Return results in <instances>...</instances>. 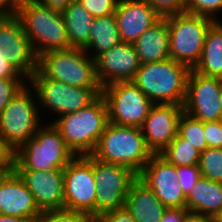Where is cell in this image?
<instances>
[{"instance_id": "cell-1", "label": "cell", "mask_w": 222, "mask_h": 222, "mask_svg": "<svg viewBox=\"0 0 222 222\" xmlns=\"http://www.w3.org/2000/svg\"><path fill=\"white\" fill-rule=\"evenodd\" d=\"M50 120L75 156H87L94 152L108 124V108L100 95L89 106Z\"/></svg>"}, {"instance_id": "cell-2", "label": "cell", "mask_w": 222, "mask_h": 222, "mask_svg": "<svg viewBox=\"0 0 222 222\" xmlns=\"http://www.w3.org/2000/svg\"><path fill=\"white\" fill-rule=\"evenodd\" d=\"M91 155L100 161L127 167L138 176L153 152L139 127L108 122Z\"/></svg>"}, {"instance_id": "cell-3", "label": "cell", "mask_w": 222, "mask_h": 222, "mask_svg": "<svg viewBox=\"0 0 222 222\" xmlns=\"http://www.w3.org/2000/svg\"><path fill=\"white\" fill-rule=\"evenodd\" d=\"M75 157L59 130L52 123H43L33 138L13 152V170L64 169Z\"/></svg>"}, {"instance_id": "cell-4", "label": "cell", "mask_w": 222, "mask_h": 222, "mask_svg": "<svg viewBox=\"0 0 222 222\" xmlns=\"http://www.w3.org/2000/svg\"><path fill=\"white\" fill-rule=\"evenodd\" d=\"M190 69L171 58L141 64L133 82L154 104L184 105Z\"/></svg>"}, {"instance_id": "cell-5", "label": "cell", "mask_w": 222, "mask_h": 222, "mask_svg": "<svg viewBox=\"0 0 222 222\" xmlns=\"http://www.w3.org/2000/svg\"><path fill=\"white\" fill-rule=\"evenodd\" d=\"M16 17L38 57L48 51L71 48L61 13L38 0H20Z\"/></svg>"}, {"instance_id": "cell-6", "label": "cell", "mask_w": 222, "mask_h": 222, "mask_svg": "<svg viewBox=\"0 0 222 222\" xmlns=\"http://www.w3.org/2000/svg\"><path fill=\"white\" fill-rule=\"evenodd\" d=\"M28 85L34 90L39 111L50 112L53 117L76 112L93 103L102 93V88H84L70 86L45 77L38 69L28 79ZM43 111V112H42ZM52 111V112H51ZM55 114V115H54Z\"/></svg>"}, {"instance_id": "cell-7", "label": "cell", "mask_w": 222, "mask_h": 222, "mask_svg": "<svg viewBox=\"0 0 222 222\" xmlns=\"http://www.w3.org/2000/svg\"><path fill=\"white\" fill-rule=\"evenodd\" d=\"M38 70L47 78L84 88H102L96 76L95 59L84 49L52 50L38 57Z\"/></svg>"}, {"instance_id": "cell-8", "label": "cell", "mask_w": 222, "mask_h": 222, "mask_svg": "<svg viewBox=\"0 0 222 222\" xmlns=\"http://www.w3.org/2000/svg\"><path fill=\"white\" fill-rule=\"evenodd\" d=\"M167 22L170 58L194 69L200 61L206 33L215 21L202 15L183 12L168 16Z\"/></svg>"}, {"instance_id": "cell-9", "label": "cell", "mask_w": 222, "mask_h": 222, "mask_svg": "<svg viewBox=\"0 0 222 222\" xmlns=\"http://www.w3.org/2000/svg\"><path fill=\"white\" fill-rule=\"evenodd\" d=\"M42 123L35 92L27 85L0 113V136L14 152L33 138Z\"/></svg>"}, {"instance_id": "cell-10", "label": "cell", "mask_w": 222, "mask_h": 222, "mask_svg": "<svg viewBox=\"0 0 222 222\" xmlns=\"http://www.w3.org/2000/svg\"><path fill=\"white\" fill-rule=\"evenodd\" d=\"M101 95L107 104L108 122L115 125L140 128L154 105L131 81L105 85Z\"/></svg>"}, {"instance_id": "cell-11", "label": "cell", "mask_w": 222, "mask_h": 222, "mask_svg": "<svg viewBox=\"0 0 222 222\" xmlns=\"http://www.w3.org/2000/svg\"><path fill=\"white\" fill-rule=\"evenodd\" d=\"M94 179L97 186L95 218L107 211L124 207L131 184L138 176L129 168L100 161L92 156Z\"/></svg>"}, {"instance_id": "cell-12", "label": "cell", "mask_w": 222, "mask_h": 222, "mask_svg": "<svg viewBox=\"0 0 222 222\" xmlns=\"http://www.w3.org/2000/svg\"><path fill=\"white\" fill-rule=\"evenodd\" d=\"M64 208L90 214L95 219L97 186L92 155L76 156L64 168Z\"/></svg>"}, {"instance_id": "cell-13", "label": "cell", "mask_w": 222, "mask_h": 222, "mask_svg": "<svg viewBox=\"0 0 222 222\" xmlns=\"http://www.w3.org/2000/svg\"><path fill=\"white\" fill-rule=\"evenodd\" d=\"M221 89V78L204 76L190 69L184 111L203 122L222 120Z\"/></svg>"}, {"instance_id": "cell-14", "label": "cell", "mask_w": 222, "mask_h": 222, "mask_svg": "<svg viewBox=\"0 0 222 222\" xmlns=\"http://www.w3.org/2000/svg\"><path fill=\"white\" fill-rule=\"evenodd\" d=\"M138 179L142 181L167 208H186L184 195L177 177V167L160 154H153Z\"/></svg>"}, {"instance_id": "cell-15", "label": "cell", "mask_w": 222, "mask_h": 222, "mask_svg": "<svg viewBox=\"0 0 222 222\" xmlns=\"http://www.w3.org/2000/svg\"><path fill=\"white\" fill-rule=\"evenodd\" d=\"M0 49H3L6 61L25 78L29 79L37 71L38 56L16 16L7 17L0 23Z\"/></svg>"}, {"instance_id": "cell-16", "label": "cell", "mask_w": 222, "mask_h": 222, "mask_svg": "<svg viewBox=\"0 0 222 222\" xmlns=\"http://www.w3.org/2000/svg\"><path fill=\"white\" fill-rule=\"evenodd\" d=\"M140 65L133 43L122 41L95 58L96 76L102 87L132 81Z\"/></svg>"}, {"instance_id": "cell-17", "label": "cell", "mask_w": 222, "mask_h": 222, "mask_svg": "<svg viewBox=\"0 0 222 222\" xmlns=\"http://www.w3.org/2000/svg\"><path fill=\"white\" fill-rule=\"evenodd\" d=\"M182 105L154 104L140 127L145 142L153 154H160L178 134Z\"/></svg>"}, {"instance_id": "cell-18", "label": "cell", "mask_w": 222, "mask_h": 222, "mask_svg": "<svg viewBox=\"0 0 222 222\" xmlns=\"http://www.w3.org/2000/svg\"><path fill=\"white\" fill-rule=\"evenodd\" d=\"M14 171L32 193L41 212L64 208V169Z\"/></svg>"}, {"instance_id": "cell-19", "label": "cell", "mask_w": 222, "mask_h": 222, "mask_svg": "<svg viewBox=\"0 0 222 222\" xmlns=\"http://www.w3.org/2000/svg\"><path fill=\"white\" fill-rule=\"evenodd\" d=\"M122 42L134 43L162 17L144 0H119L114 13Z\"/></svg>"}, {"instance_id": "cell-20", "label": "cell", "mask_w": 222, "mask_h": 222, "mask_svg": "<svg viewBox=\"0 0 222 222\" xmlns=\"http://www.w3.org/2000/svg\"><path fill=\"white\" fill-rule=\"evenodd\" d=\"M40 213L32 193L12 170L0 184V214L34 221Z\"/></svg>"}, {"instance_id": "cell-21", "label": "cell", "mask_w": 222, "mask_h": 222, "mask_svg": "<svg viewBox=\"0 0 222 222\" xmlns=\"http://www.w3.org/2000/svg\"><path fill=\"white\" fill-rule=\"evenodd\" d=\"M124 208L135 222H160L167 207L138 178L131 184Z\"/></svg>"}, {"instance_id": "cell-22", "label": "cell", "mask_w": 222, "mask_h": 222, "mask_svg": "<svg viewBox=\"0 0 222 222\" xmlns=\"http://www.w3.org/2000/svg\"><path fill=\"white\" fill-rule=\"evenodd\" d=\"M141 64L169 59V29L167 17L161 18L144 31L133 43Z\"/></svg>"}, {"instance_id": "cell-23", "label": "cell", "mask_w": 222, "mask_h": 222, "mask_svg": "<svg viewBox=\"0 0 222 222\" xmlns=\"http://www.w3.org/2000/svg\"><path fill=\"white\" fill-rule=\"evenodd\" d=\"M186 209L214 217L222 209V183L201 176L186 196Z\"/></svg>"}, {"instance_id": "cell-24", "label": "cell", "mask_w": 222, "mask_h": 222, "mask_svg": "<svg viewBox=\"0 0 222 222\" xmlns=\"http://www.w3.org/2000/svg\"><path fill=\"white\" fill-rule=\"evenodd\" d=\"M193 70L222 79V20L215 21L208 29L200 61Z\"/></svg>"}, {"instance_id": "cell-25", "label": "cell", "mask_w": 222, "mask_h": 222, "mask_svg": "<svg viewBox=\"0 0 222 222\" xmlns=\"http://www.w3.org/2000/svg\"><path fill=\"white\" fill-rule=\"evenodd\" d=\"M61 15L66 26L70 46L84 49L89 43L94 17L77 0H74Z\"/></svg>"}, {"instance_id": "cell-26", "label": "cell", "mask_w": 222, "mask_h": 222, "mask_svg": "<svg viewBox=\"0 0 222 222\" xmlns=\"http://www.w3.org/2000/svg\"><path fill=\"white\" fill-rule=\"evenodd\" d=\"M121 42L114 14L96 17L92 22L89 43L84 48L86 53L95 59L99 54Z\"/></svg>"}, {"instance_id": "cell-27", "label": "cell", "mask_w": 222, "mask_h": 222, "mask_svg": "<svg viewBox=\"0 0 222 222\" xmlns=\"http://www.w3.org/2000/svg\"><path fill=\"white\" fill-rule=\"evenodd\" d=\"M200 151L188 143L179 134L175 139L160 153L169 163L180 166L198 165Z\"/></svg>"}, {"instance_id": "cell-28", "label": "cell", "mask_w": 222, "mask_h": 222, "mask_svg": "<svg viewBox=\"0 0 222 222\" xmlns=\"http://www.w3.org/2000/svg\"><path fill=\"white\" fill-rule=\"evenodd\" d=\"M178 134L200 152L208 147L203 121L187 114L185 111L182 112L179 119Z\"/></svg>"}, {"instance_id": "cell-29", "label": "cell", "mask_w": 222, "mask_h": 222, "mask_svg": "<svg viewBox=\"0 0 222 222\" xmlns=\"http://www.w3.org/2000/svg\"><path fill=\"white\" fill-rule=\"evenodd\" d=\"M198 166L202 177L222 183V148L207 147L200 153Z\"/></svg>"}, {"instance_id": "cell-30", "label": "cell", "mask_w": 222, "mask_h": 222, "mask_svg": "<svg viewBox=\"0 0 222 222\" xmlns=\"http://www.w3.org/2000/svg\"><path fill=\"white\" fill-rule=\"evenodd\" d=\"M33 222H95L90 215L69 209L42 211Z\"/></svg>"}, {"instance_id": "cell-31", "label": "cell", "mask_w": 222, "mask_h": 222, "mask_svg": "<svg viewBox=\"0 0 222 222\" xmlns=\"http://www.w3.org/2000/svg\"><path fill=\"white\" fill-rule=\"evenodd\" d=\"M186 12L220 21L217 15L222 13V0H187Z\"/></svg>"}, {"instance_id": "cell-32", "label": "cell", "mask_w": 222, "mask_h": 222, "mask_svg": "<svg viewBox=\"0 0 222 222\" xmlns=\"http://www.w3.org/2000/svg\"><path fill=\"white\" fill-rule=\"evenodd\" d=\"M28 85V79L0 78V113Z\"/></svg>"}, {"instance_id": "cell-33", "label": "cell", "mask_w": 222, "mask_h": 222, "mask_svg": "<svg viewBox=\"0 0 222 222\" xmlns=\"http://www.w3.org/2000/svg\"><path fill=\"white\" fill-rule=\"evenodd\" d=\"M162 18L186 12L187 0H144Z\"/></svg>"}, {"instance_id": "cell-34", "label": "cell", "mask_w": 222, "mask_h": 222, "mask_svg": "<svg viewBox=\"0 0 222 222\" xmlns=\"http://www.w3.org/2000/svg\"><path fill=\"white\" fill-rule=\"evenodd\" d=\"M94 17H105L115 13L119 0H77Z\"/></svg>"}, {"instance_id": "cell-35", "label": "cell", "mask_w": 222, "mask_h": 222, "mask_svg": "<svg viewBox=\"0 0 222 222\" xmlns=\"http://www.w3.org/2000/svg\"><path fill=\"white\" fill-rule=\"evenodd\" d=\"M201 176V171L198 165L177 167V177L185 196L190 193L193 185L198 181V179H200Z\"/></svg>"}, {"instance_id": "cell-36", "label": "cell", "mask_w": 222, "mask_h": 222, "mask_svg": "<svg viewBox=\"0 0 222 222\" xmlns=\"http://www.w3.org/2000/svg\"><path fill=\"white\" fill-rule=\"evenodd\" d=\"M207 146L210 148H222V120L203 122Z\"/></svg>"}, {"instance_id": "cell-37", "label": "cell", "mask_w": 222, "mask_h": 222, "mask_svg": "<svg viewBox=\"0 0 222 222\" xmlns=\"http://www.w3.org/2000/svg\"><path fill=\"white\" fill-rule=\"evenodd\" d=\"M95 222H135L131 214L124 208H119L102 213Z\"/></svg>"}, {"instance_id": "cell-38", "label": "cell", "mask_w": 222, "mask_h": 222, "mask_svg": "<svg viewBox=\"0 0 222 222\" xmlns=\"http://www.w3.org/2000/svg\"><path fill=\"white\" fill-rule=\"evenodd\" d=\"M0 78L27 79L6 61L3 49H0Z\"/></svg>"}, {"instance_id": "cell-39", "label": "cell", "mask_w": 222, "mask_h": 222, "mask_svg": "<svg viewBox=\"0 0 222 222\" xmlns=\"http://www.w3.org/2000/svg\"><path fill=\"white\" fill-rule=\"evenodd\" d=\"M186 208H167L160 222H183Z\"/></svg>"}, {"instance_id": "cell-40", "label": "cell", "mask_w": 222, "mask_h": 222, "mask_svg": "<svg viewBox=\"0 0 222 222\" xmlns=\"http://www.w3.org/2000/svg\"><path fill=\"white\" fill-rule=\"evenodd\" d=\"M19 2L20 0H0V14L6 18L16 16Z\"/></svg>"}, {"instance_id": "cell-41", "label": "cell", "mask_w": 222, "mask_h": 222, "mask_svg": "<svg viewBox=\"0 0 222 222\" xmlns=\"http://www.w3.org/2000/svg\"><path fill=\"white\" fill-rule=\"evenodd\" d=\"M41 4L52 9L53 11L62 13L74 0H38Z\"/></svg>"}, {"instance_id": "cell-42", "label": "cell", "mask_w": 222, "mask_h": 222, "mask_svg": "<svg viewBox=\"0 0 222 222\" xmlns=\"http://www.w3.org/2000/svg\"><path fill=\"white\" fill-rule=\"evenodd\" d=\"M183 222H215L213 217L187 212Z\"/></svg>"}, {"instance_id": "cell-43", "label": "cell", "mask_w": 222, "mask_h": 222, "mask_svg": "<svg viewBox=\"0 0 222 222\" xmlns=\"http://www.w3.org/2000/svg\"><path fill=\"white\" fill-rule=\"evenodd\" d=\"M0 161H13V152L4 143L1 136H0Z\"/></svg>"}, {"instance_id": "cell-44", "label": "cell", "mask_w": 222, "mask_h": 222, "mask_svg": "<svg viewBox=\"0 0 222 222\" xmlns=\"http://www.w3.org/2000/svg\"><path fill=\"white\" fill-rule=\"evenodd\" d=\"M13 170V161H0V184Z\"/></svg>"}, {"instance_id": "cell-45", "label": "cell", "mask_w": 222, "mask_h": 222, "mask_svg": "<svg viewBox=\"0 0 222 222\" xmlns=\"http://www.w3.org/2000/svg\"><path fill=\"white\" fill-rule=\"evenodd\" d=\"M0 222H33L24 217L7 216L0 214Z\"/></svg>"}, {"instance_id": "cell-46", "label": "cell", "mask_w": 222, "mask_h": 222, "mask_svg": "<svg viewBox=\"0 0 222 222\" xmlns=\"http://www.w3.org/2000/svg\"><path fill=\"white\" fill-rule=\"evenodd\" d=\"M213 218L215 222H222V209Z\"/></svg>"}, {"instance_id": "cell-47", "label": "cell", "mask_w": 222, "mask_h": 222, "mask_svg": "<svg viewBox=\"0 0 222 222\" xmlns=\"http://www.w3.org/2000/svg\"><path fill=\"white\" fill-rule=\"evenodd\" d=\"M6 17L4 15L0 14V23L5 19Z\"/></svg>"}, {"instance_id": "cell-48", "label": "cell", "mask_w": 222, "mask_h": 222, "mask_svg": "<svg viewBox=\"0 0 222 222\" xmlns=\"http://www.w3.org/2000/svg\"><path fill=\"white\" fill-rule=\"evenodd\" d=\"M220 103H221V108H222V89H221V95H220Z\"/></svg>"}]
</instances>
